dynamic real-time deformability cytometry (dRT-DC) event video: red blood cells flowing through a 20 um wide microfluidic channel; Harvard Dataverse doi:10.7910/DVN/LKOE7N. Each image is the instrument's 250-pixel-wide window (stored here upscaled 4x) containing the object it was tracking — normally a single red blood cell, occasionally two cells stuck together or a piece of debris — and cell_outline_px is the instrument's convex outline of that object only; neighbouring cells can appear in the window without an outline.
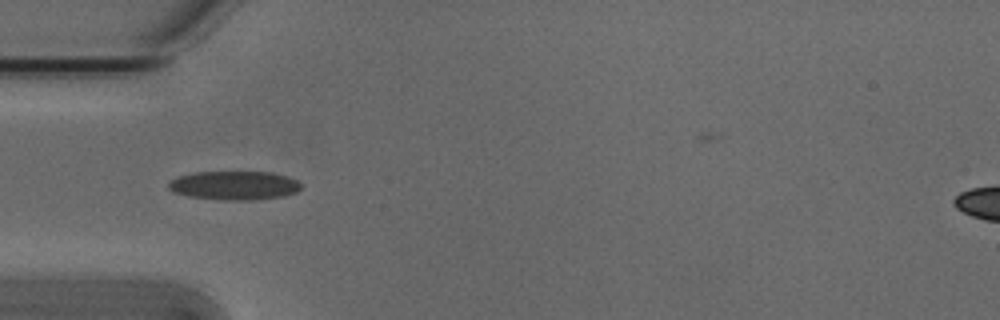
{"species": "Egyptian fruit bat (a non-hibernating species)", "species_latin": "Rousettus aegyptiacus", "temperature_condition": "cold", "stored_images_in_passage": 8, "camera_frame_rate_fps": 3000, "um_per_image_px": 0.085, "animal": {"sex": "male"}, "frame": {"image": 1, "passage_image": 1, "time_ms": 0.0, "image_size_px": [1000, 320], "cell_outline_px": [[300, 188], [296, 192], [284, 196], [256, 200], [220, 200], [188, 196], [172, 192], [168, 188], [168, 184], [176, 176], [196, 172], [272, 172], [288, 176], [296, 180], [300, 184]], "centroid_in_image_um": [19.9, 15.76], "position_along_channel_um": 65.1, "area_um2": 22.43}}
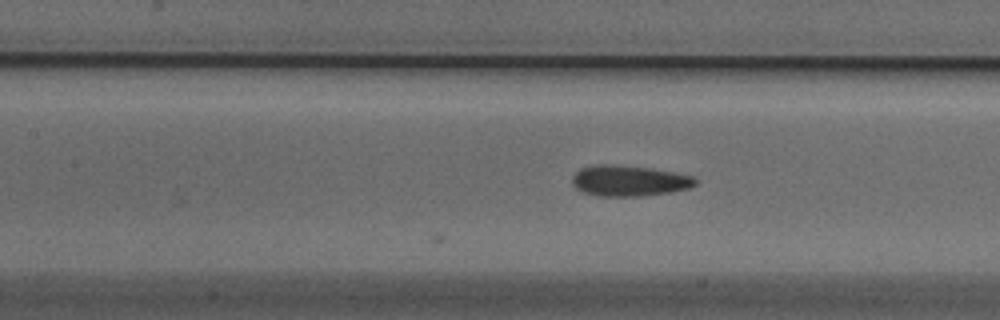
{"frame": {"image": 2, "passage_image": 8, "time_ms": 2.333, "image_size_px": [1000, 320], "cell_outline_px": [[696, 184], [688, 188], [672, 192], [640, 196], [596, 196], [584, 192], [576, 188], [572, 184], [572, 176], [580, 168], [596, 164], [608, 164], [652, 168], [692, 176], [696, 180]], "centroid_in_image_um": [53.43, 15.36], "position_along_channel_um": 154.0, "area_um2": 22.08}}